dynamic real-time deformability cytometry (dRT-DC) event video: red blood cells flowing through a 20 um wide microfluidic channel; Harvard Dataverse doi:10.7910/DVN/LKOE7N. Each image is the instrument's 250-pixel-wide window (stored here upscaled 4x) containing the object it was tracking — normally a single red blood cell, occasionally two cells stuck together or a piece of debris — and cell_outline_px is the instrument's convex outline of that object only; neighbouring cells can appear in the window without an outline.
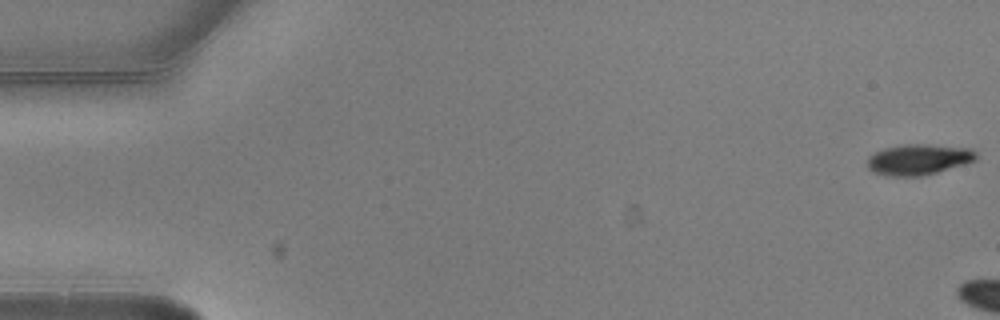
{"species": "common noctule bat (a hibernating species)", "species_latin": "Nyctalus noctula", "temperature_condition": "warm", "stored_images_in_passage": 2, "camera_frame_rate_fps": 3000, "um_per_image_px": 0.085, "animal": {"sex": "male", "body_mass_g": 20.5, "forearm_length_mm": 52.5}, "frame": {"image": 1, "passage_image": 1, "time_ms": 0.0, "image_size_px": [1000, 320], "cell_outline_px": [[976, 160], [964, 164], [924, 176], [884, 176], [872, 172], [868, 168], [868, 156], [884, 148], [912, 144], [916, 144], [972, 148], [976, 152]], "centroid_in_image_um": [78.06, 13.58], "position_along_channel_um": 6.9, "area_um2": 19.36}}